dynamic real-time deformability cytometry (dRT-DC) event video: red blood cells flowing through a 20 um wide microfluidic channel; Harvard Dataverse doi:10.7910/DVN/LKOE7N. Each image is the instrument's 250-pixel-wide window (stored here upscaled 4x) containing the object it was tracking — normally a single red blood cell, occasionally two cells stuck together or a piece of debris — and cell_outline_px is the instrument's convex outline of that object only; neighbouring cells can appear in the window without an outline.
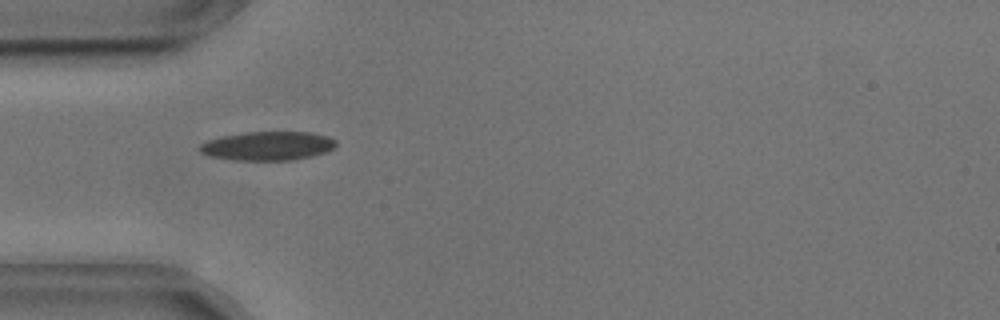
{"species": "common noctule bat (a hibernating species)", "species_latin": "Nyctalus noctula", "temperature_condition": "cold", "stored_images_in_passage": 4, "camera_frame_rate_fps": 3000, "um_per_image_px": 0.085, "animal": {"sex": "male", "body_mass_g": 17.9, "forearm_length_mm": 54.2}, "frame": {"image": 1, "passage_image": 1, "time_ms": 0.0, "image_size_px": [1000, 320], "cell_outline_px": [[336, 144], [332, 148], [324, 152], [312, 156], [292, 160], [232, 160], [208, 156], [200, 152], [200, 144], [208, 140], [224, 136], [244, 132], [312, 132], [328, 136], [336, 140]], "centroid_in_image_um": [22.75, 12.4], "position_along_channel_um": 62.3, "area_um2": 22.89}}
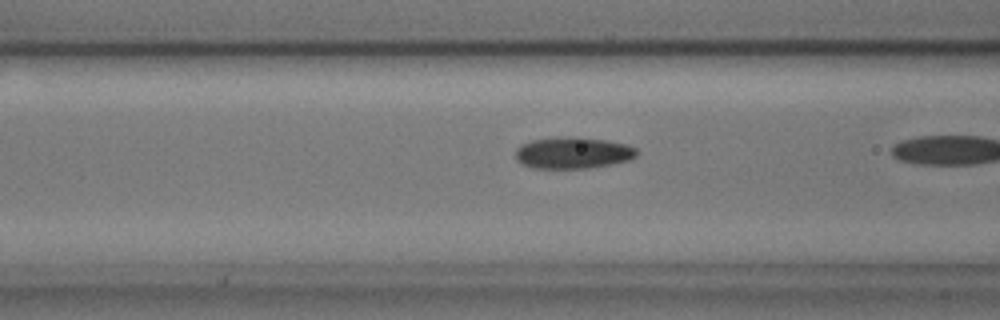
{"frame": {"image": 2, "passage_image": 3, "time_ms": 0.667, "image_size_px": [1000, 320], "cell_outline_px": [[640, 152], [636, 156], [628, 160], [612, 164], [592, 168], [532, 168], [520, 164], [516, 160], [516, 148], [520, 144], [532, 140], [576, 136], [580, 136], [608, 140], [628, 144], [636, 148]], "centroid_in_image_um": [48.72, 12.99], "position_along_channel_um": 117.9, "area_um2": 22.66}}